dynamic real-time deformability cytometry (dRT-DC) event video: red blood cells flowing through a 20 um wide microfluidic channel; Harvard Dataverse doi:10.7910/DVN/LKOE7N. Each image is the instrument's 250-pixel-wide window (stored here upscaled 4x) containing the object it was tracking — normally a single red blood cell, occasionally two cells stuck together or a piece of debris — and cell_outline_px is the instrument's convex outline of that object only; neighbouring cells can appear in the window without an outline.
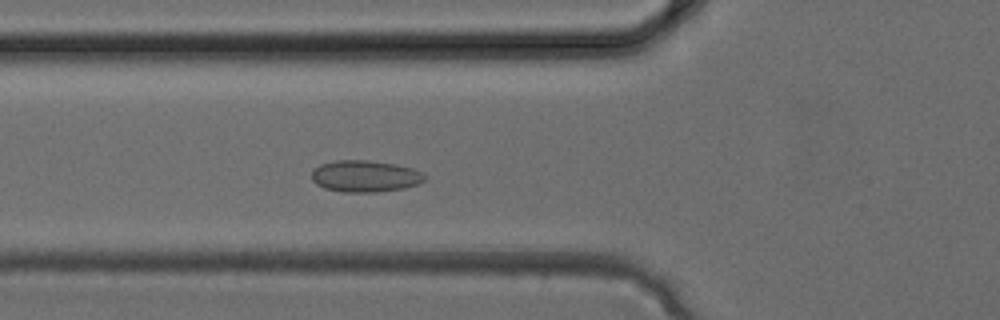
{"species": "common noctule bat (a hibernating species)", "species_latin": "Nyctalus noctula", "temperature_condition": "cold", "stored_images_in_passage": 33, "camera_frame_rate_fps": 3000, "um_per_image_px": 0.085, "animal": {"sex": "female", "body_mass_g": 24.6, "forearm_length_mm": 56.2}, "frame": {"image": 1, "passage_image": 10, "time_ms": 3.0, "image_size_px": [1000, 320], "cell_outline_px": [[428, 176], [420, 184], [404, 188], [376, 192], [344, 192], [324, 188], [316, 184], [312, 180], [312, 172], [320, 164], [336, 160], [368, 160], [396, 164], [412, 168], [424, 172]], "centroid_in_image_um": [31.08, 14.97], "position_along_channel_um": 94.7, "area_um2": 21.04}}
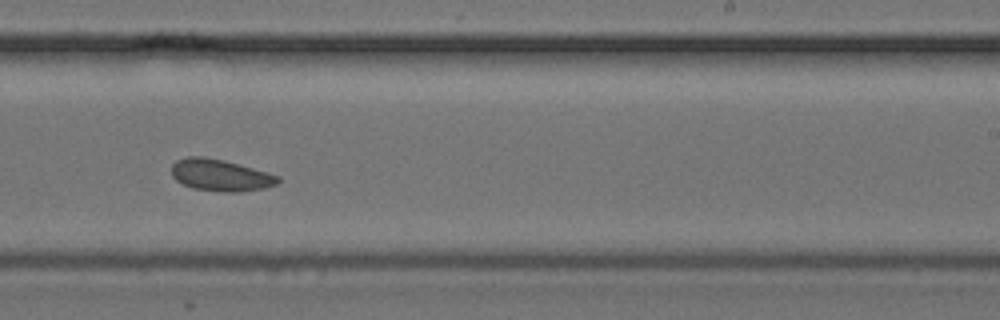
{"frame": {"image": 2, "passage_image": 19, "time_ms": 6.0, "image_size_px": [1000, 320], "cell_outline_px": [[280, 180], [276, 184], [264, 188], [240, 192], [220, 192], [192, 188], [176, 180], [172, 176], [172, 164], [176, 160], [188, 156], [204, 156], [224, 160], [268, 172], [280, 176]], "centroid_in_image_um": [18.73, 14.89], "position_along_channel_um": 270.3, "area_um2": 19.83}}
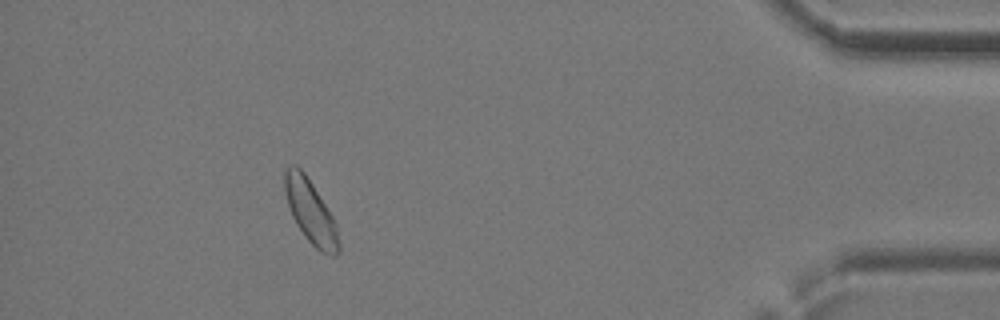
{"frame": {"image": 3, "passage_image": 29, "time_ms": 9.333, "image_size_px": [1000, 320], "cell_outline_px": [[340, 252], [336, 256], [332, 256], [320, 252], [304, 236], [296, 224], [292, 216], [288, 204], [284, 188], [284, 172], [292, 164], [296, 164], [304, 172], [312, 184], [332, 216], [336, 224], [340, 244]], "centroid_in_image_um": [26.41, 18.02], "position_along_channel_um": 408.8, "area_um2": 19.88}}